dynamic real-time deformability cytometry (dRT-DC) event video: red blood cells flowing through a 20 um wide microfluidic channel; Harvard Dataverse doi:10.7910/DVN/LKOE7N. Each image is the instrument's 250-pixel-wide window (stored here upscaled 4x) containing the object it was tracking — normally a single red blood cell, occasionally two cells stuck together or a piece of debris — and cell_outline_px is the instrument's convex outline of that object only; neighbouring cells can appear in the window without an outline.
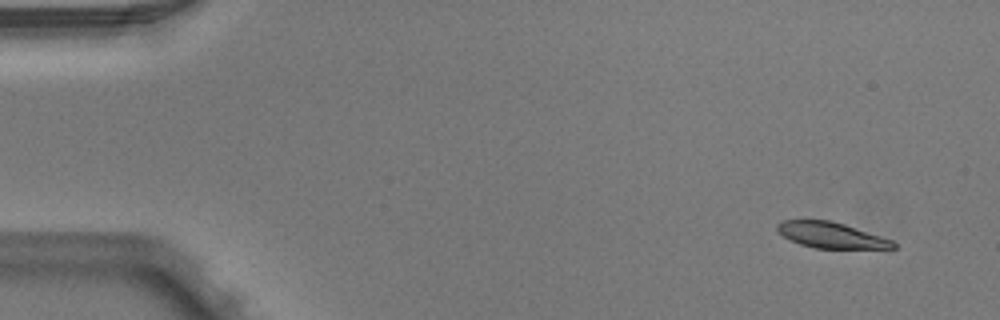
{"species": "Egyptian fruit bat (a non-hibernating species)", "species_latin": "Rousettus aegyptiacus", "temperature_condition": "warm", "stored_images_in_passage": 4, "camera_frame_rate_fps": 3000, "um_per_image_px": 0.085, "animal": {"sex": "male"}, "frame": {"image": 1, "passage_image": 1, "time_ms": 0.0, "image_size_px": [1000, 320], "cell_outline_px": [[896, 248], [888, 252], [816, 248], [800, 244], [784, 236], [776, 228], [776, 224], [784, 220], [832, 220], [892, 240], [896, 244]], "centroid_in_image_um": [70.83, 20.06], "position_along_channel_um": 14.2, "area_um2": 18.26}}
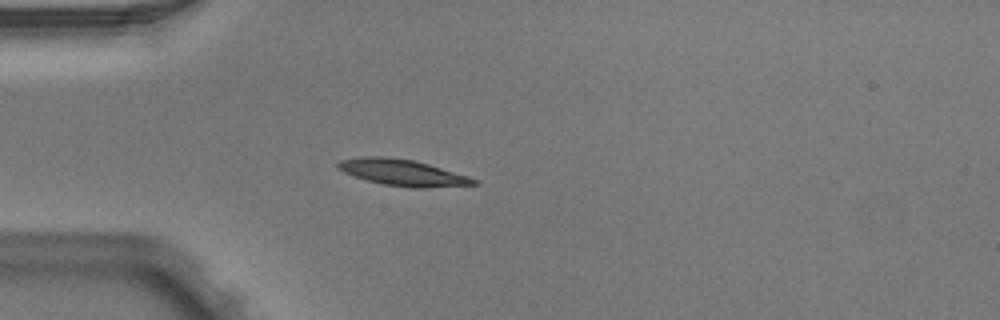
{"frame": {"image": 2, "passage_image": 4, "time_ms": 1.0, "image_size_px": [1000, 320], "cell_outline_px": [[480, 184], [424, 188], [412, 188], [384, 184], [368, 180], [344, 172], [336, 168], [336, 164], [340, 160], [360, 156], [384, 156], [412, 160], [428, 164], [468, 176], [476, 180]], "centroid_in_image_um": [34.2, 14.66], "position_along_channel_um": 50.8, "area_um2": 20.63}}